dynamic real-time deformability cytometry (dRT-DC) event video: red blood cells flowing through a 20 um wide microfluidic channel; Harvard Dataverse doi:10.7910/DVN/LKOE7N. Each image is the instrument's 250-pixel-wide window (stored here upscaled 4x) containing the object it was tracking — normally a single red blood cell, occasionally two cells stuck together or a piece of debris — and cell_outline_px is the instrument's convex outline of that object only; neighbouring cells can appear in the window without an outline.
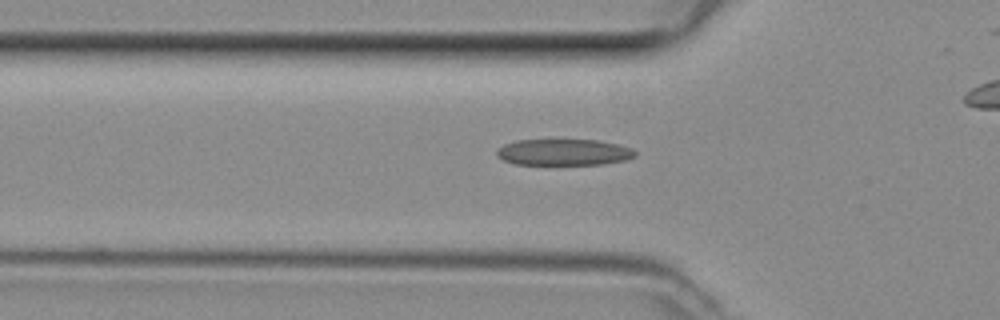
{"species": "common noctule bat (a hibernating species)", "species_latin": "Nyctalus noctula", "temperature_condition": "room temperature", "stored_images_in_passage": 29, "camera_frame_rate_fps": 3000, "um_per_image_px": 0.085, "animal": {"sex": "female", "body_mass_g": 29.2, "forearm_length_mm": 56.3}, "frame": {"image": 1, "passage_image": 6, "time_ms": 1.667, "image_size_px": [1000, 320], "cell_outline_px": [[636, 156], [624, 160], [604, 164], [516, 164], [504, 160], [496, 156], [496, 152], [504, 144], [516, 140], [600, 140], [620, 144], [632, 148], [636, 152]], "centroid_in_image_um": [47.95, 12.93], "position_along_channel_um": 77.8, "area_um2": 21.21}}
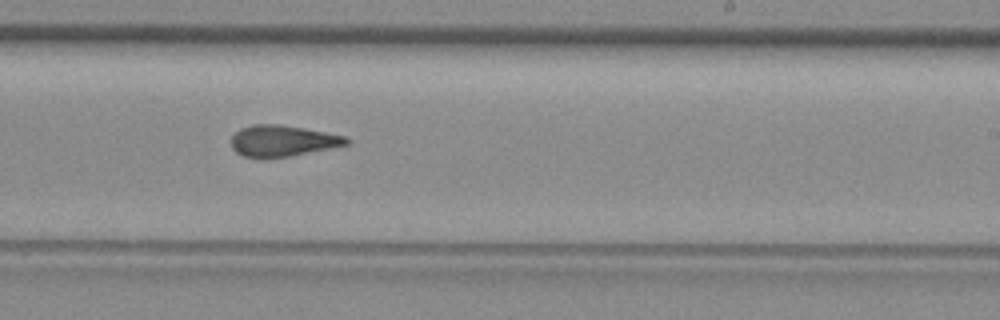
{"frame": {"image": 2, "passage_image": 19, "time_ms": 6.0, "image_size_px": [1000, 320], "cell_outline_px": [[352, 140], [348, 144], [288, 156], [264, 160], [260, 160], [244, 156], [236, 152], [232, 148], [232, 136], [240, 128], [256, 124], [276, 124], [304, 128], [348, 136]], "centroid_in_image_um": [24.0, 11.99], "position_along_channel_um": 265.0, "area_um2": 21.1}}
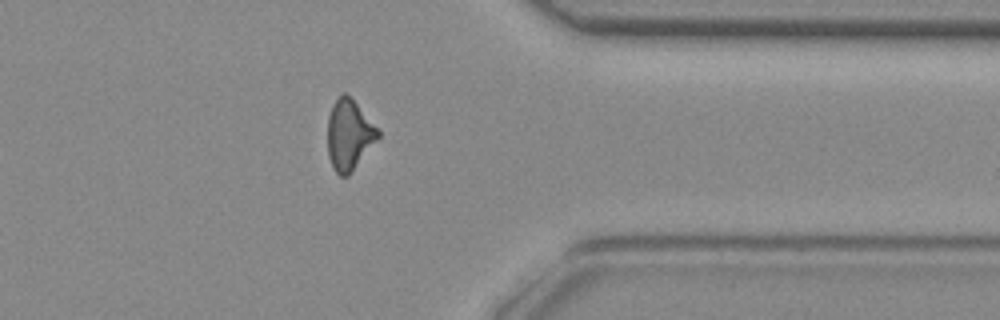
{"frame": {"image": 3, "passage_image": 28, "time_ms": 9.0, "image_size_px": [1000, 320], "cell_outline_px": [[380, 136], [348, 176], [340, 176], [332, 168], [328, 156], [328, 116], [332, 104], [344, 92], [356, 104], [380, 132]], "centroid_in_image_um": [29.64, 11.5], "position_along_channel_um": 381.8, "area_um2": 20.23}}